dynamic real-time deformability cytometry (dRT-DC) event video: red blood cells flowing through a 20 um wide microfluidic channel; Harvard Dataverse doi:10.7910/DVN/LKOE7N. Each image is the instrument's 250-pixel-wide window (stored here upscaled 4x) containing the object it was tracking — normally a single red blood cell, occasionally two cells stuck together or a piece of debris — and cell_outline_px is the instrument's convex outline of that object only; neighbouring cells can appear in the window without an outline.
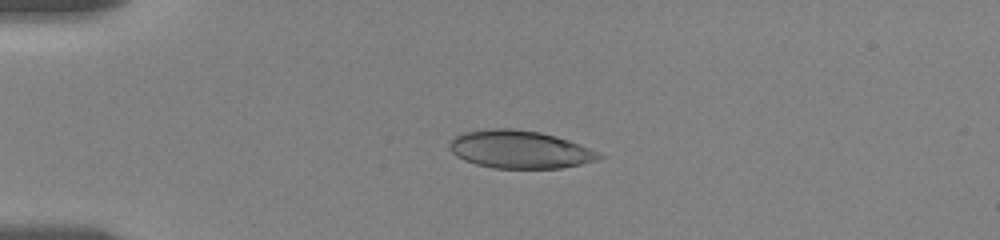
{"species": "human", "species_latin": "Homo sapiens", "temperature_condition": "room temperature", "stored_images_in_passage": 9, "camera_frame_rate_fps": 3000, "um_per_image_px": 0.085, "donor": {"sex": "female"}, "frame": {"image": 1, "passage_image": 1, "time_ms": 0.0, "image_size_px": [1000, 240], "cell_outline_px": [[604, 156], [600, 160], [560, 168], [492, 168], [476, 164], [464, 160], [456, 156], [448, 148], [448, 144], [456, 136], [464, 132], [492, 128], [512, 128], [540, 132], [556, 136], [568, 140], [600, 152]], "centroid_in_image_um": [44.18, 12.7], "position_along_channel_um": 40.8, "area_um2": 33.06}}
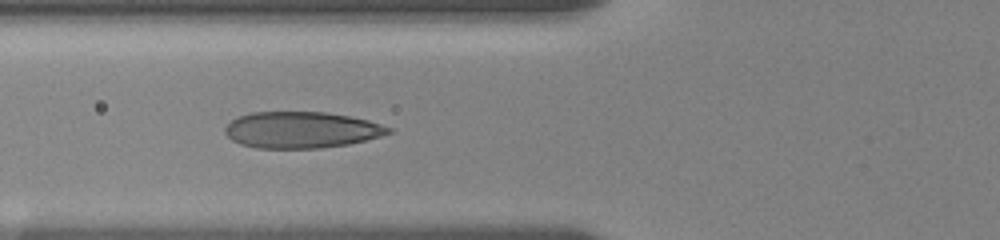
{"frame": {"image": 2, "passage_image": 6, "time_ms": 2.667, "image_size_px": [1000, 240], "cell_outline_px": [[392, 132], [380, 136], [348, 144], [320, 148], [256, 148], [240, 144], [232, 140], [224, 132], [224, 128], [232, 120], [240, 116], [252, 112], [328, 112], [352, 116], [368, 120], [392, 128]], "centroid_in_image_um": [25.61, 11.04], "position_along_channel_um": 100.2, "area_um2": 34.62}}
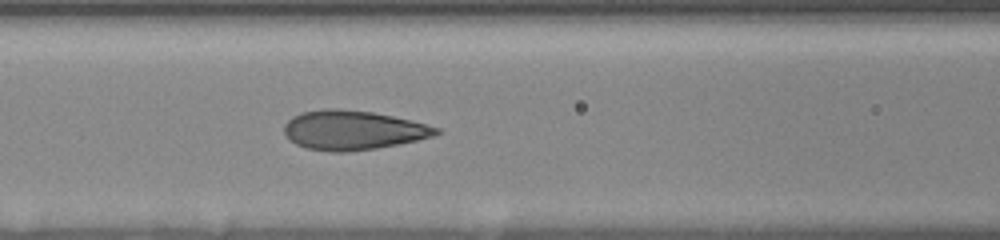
{"frame": {"image": 3, "passage_image": 9, "time_ms": 3.667, "image_size_px": [1000, 240], "cell_outline_px": [[444, 132], [432, 136], [416, 140], [376, 148], [348, 152], [328, 152], [308, 148], [296, 144], [284, 136], [284, 124], [292, 116], [300, 112], [324, 108], [336, 108], [372, 112], [412, 120], [440, 128]], "centroid_in_image_um": [29.97, 11.06], "position_along_channel_um": 136.6, "area_um2": 35.03}}